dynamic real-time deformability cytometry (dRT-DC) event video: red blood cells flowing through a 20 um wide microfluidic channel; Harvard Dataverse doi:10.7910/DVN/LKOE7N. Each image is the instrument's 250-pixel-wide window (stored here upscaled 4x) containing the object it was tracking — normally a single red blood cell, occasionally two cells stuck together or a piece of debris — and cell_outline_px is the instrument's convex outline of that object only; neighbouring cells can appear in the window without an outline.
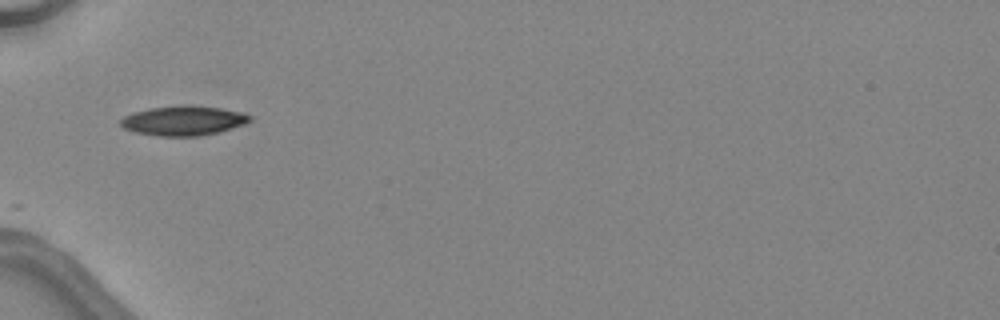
{"species": "common noctule bat (a hibernating species)", "species_latin": "Nyctalus noctula", "temperature_condition": "warm", "stored_images_in_passage": 9, "camera_frame_rate_fps": 3000, "um_per_image_px": 0.085, "animal": {"sex": "female", "body_mass_g": 24.6, "forearm_length_mm": 56.2}, "frame": {"image": 1, "passage_image": 1, "time_ms": 0.0, "image_size_px": [1000, 320], "cell_outline_px": [[252, 120], [244, 124], [220, 132], [200, 136], [156, 136], [136, 132], [124, 128], [120, 124], [120, 120], [124, 116], [132, 112], [148, 108], [192, 104], [220, 108], [244, 112], [252, 116]], "centroid_in_image_um": [15.61, 10.25], "position_along_channel_um": 69.4, "area_um2": 22.6}}